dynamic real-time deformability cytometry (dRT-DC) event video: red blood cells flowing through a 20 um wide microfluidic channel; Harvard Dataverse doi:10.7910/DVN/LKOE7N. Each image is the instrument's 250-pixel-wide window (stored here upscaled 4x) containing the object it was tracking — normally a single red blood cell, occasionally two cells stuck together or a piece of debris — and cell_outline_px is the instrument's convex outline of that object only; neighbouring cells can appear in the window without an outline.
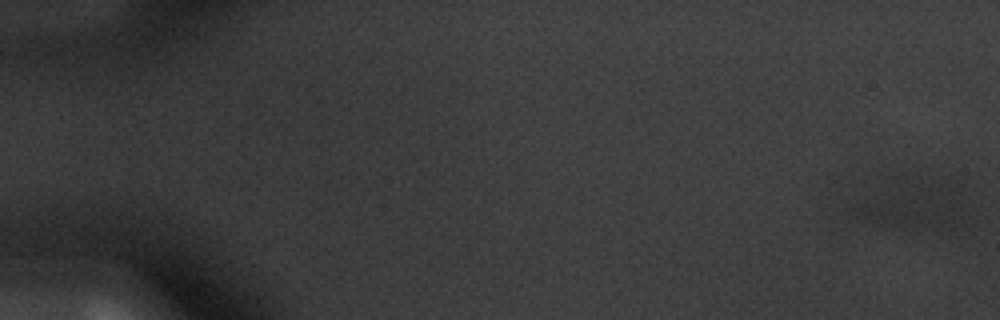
{"species": "common noctule bat (a hibernating species)", "species_latin": "Nyctalus noctula", "temperature_condition": "warm", "stored_images_in_passage": 16, "camera_frame_rate_fps": 3000, "um_per_image_px": 0.085, "animal": {"sex": "male", "body_mass_g": 20.1, "forearm_length_mm": 53.5}, "frame": {"image": 1, "passage_image": 1, "time_ms": 0.0, "image_size_px": [1000, 320], "cell_outline_px": [[964, 196], [960, 224], [952, 228], [892, 228], [856, 216], [844, 208], [900, 180], [960, 180], [964, 184]], "centroid_in_image_um": [77.7, 17.4], "position_along_channel_um": 7.3, "area_um2": 32.31}}